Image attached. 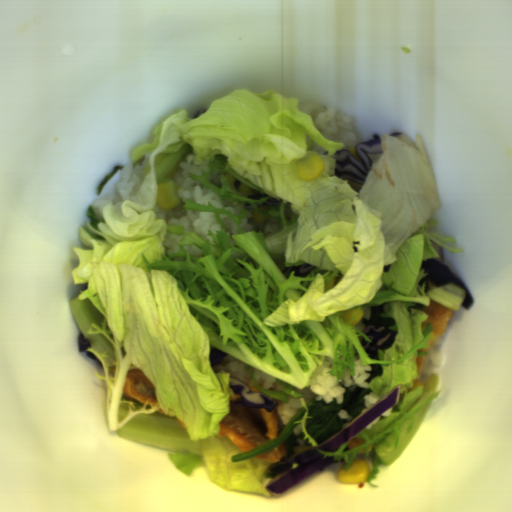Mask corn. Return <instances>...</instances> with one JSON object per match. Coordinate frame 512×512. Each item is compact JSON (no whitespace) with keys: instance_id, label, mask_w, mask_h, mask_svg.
<instances>
[{"instance_id":"51d56268","label":"corn","mask_w":512,"mask_h":512,"mask_svg":"<svg viewBox=\"0 0 512 512\" xmlns=\"http://www.w3.org/2000/svg\"><path fill=\"white\" fill-rule=\"evenodd\" d=\"M346 465L347 463L336 471L335 476L337 483L342 485L364 483L370 477L369 461L363 457L355 459L348 471H346Z\"/></svg>"},{"instance_id":"79e197a2","label":"corn","mask_w":512,"mask_h":512,"mask_svg":"<svg viewBox=\"0 0 512 512\" xmlns=\"http://www.w3.org/2000/svg\"><path fill=\"white\" fill-rule=\"evenodd\" d=\"M239 192L243 194L256 195L257 191L246 185L245 183H241L239 187Z\"/></svg>"},{"instance_id":"30e3d8cc","label":"corn","mask_w":512,"mask_h":512,"mask_svg":"<svg viewBox=\"0 0 512 512\" xmlns=\"http://www.w3.org/2000/svg\"><path fill=\"white\" fill-rule=\"evenodd\" d=\"M224 176L226 177V179L230 183L231 187L233 188L235 186V179H234V177L231 176L230 174H228L227 172H225Z\"/></svg>"},{"instance_id":"f1292c28","label":"corn","mask_w":512,"mask_h":512,"mask_svg":"<svg viewBox=\"0 0 512 512\" xmlns=\"http://www.w3.org/2000/svg\"><path fill=\"white\" fill-rule=\"evenodd\" d=\"M324 169L323 159L313 150L295 162V171L299 180H318Z\"/></svg>"},{"instance_id":"cfcad685","label":"corn","mask_w":512,"mask_h":512,"mask_svg":"<svg viewBox=\"0 0 512 512\" xmlns=\"http://www.w3.org/2000/svg\"><path fill=\"white\" fill-rule=\"evenodd\" d=\"M364 310L362 308H355L350 311L341 312L340 318L343 319L349 326H356L363 318Z\"/></svg>"},{"instance_id":"2b8c4276","label":"corn","mask_w":512,"mask_h":512,"mask_svg":"<svg viewBox=\"0 0 512 512\" xmlns=\"http://www.w3.org/2000/svg\"><path fill=\"white\" fill-rule=\"evenodd\" d=\"M267 217L264 216L263 214H259L257 211H255L253 209V212H252V220L253 222L257 223V224H261V223H264L266 221Z\"/></svg>"},{"instance_id":"5cfa1b94","label":"corn","mask_w":512,"mask_h":512,"mask_svg":"<svg viewBox=\"0 0 512 512\" xmlns=\"http://www.w3.org/2000/svg\"><path fill=\"white\" fill-rule=\"evenodd\" d=\"M155 202L162 211L173 210L182 204L175 180L170 179L158 185Z\"/></svg>"}]
</instances>
